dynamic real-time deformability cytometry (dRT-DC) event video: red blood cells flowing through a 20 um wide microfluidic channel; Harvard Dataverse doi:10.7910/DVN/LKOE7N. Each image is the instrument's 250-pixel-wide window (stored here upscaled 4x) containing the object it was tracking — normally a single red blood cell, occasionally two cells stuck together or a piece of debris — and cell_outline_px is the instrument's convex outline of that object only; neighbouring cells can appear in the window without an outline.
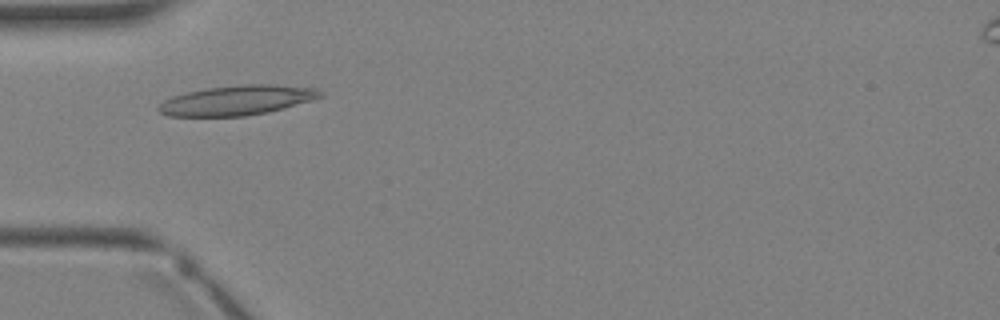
{"species": "Egyptian fruit bat (a non-hibernating species)", "species_latin": "Rousettus aegyptiacus", "temperature_condition": "warm", "stored_images_in_passage": 2, "camera_frame_rate_fps": 3000, "um_per_image_px": 0.085, "animal": {"sex": "female"}, "frame": {"image": 1, "passage_image": 2, "time_ms": 1.333, "image_size_px": [1000, 320], "cell_outline_px": [[324, 96], [312, 100], [284, 108], [268, 112], [244, 116], [168, 116], [160, 112], [156, 108], [164, 100], [172, 96], [188, 92], [208, 88], [244, 84], [272, 84], [316, 88], [324, 92]], "centroid_in_image_um": [20.18, 8.52], "position_along_channel_um": 64.8, "area_um2": 28.03}}